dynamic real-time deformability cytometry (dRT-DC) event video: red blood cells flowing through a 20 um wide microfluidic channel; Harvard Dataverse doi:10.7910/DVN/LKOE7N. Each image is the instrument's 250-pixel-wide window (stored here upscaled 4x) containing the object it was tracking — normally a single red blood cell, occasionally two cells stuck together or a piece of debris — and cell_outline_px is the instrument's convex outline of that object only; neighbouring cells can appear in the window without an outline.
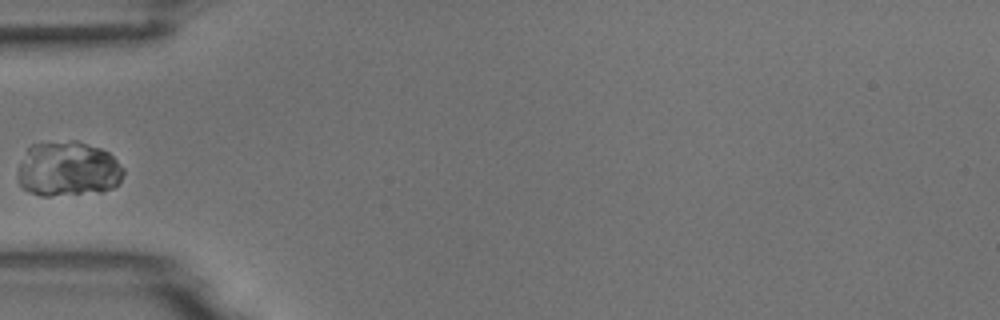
{"species": "common noctule bat (a hibernating species)", "species_latin": "Nyctalus noctula", "temperature_condition": "room temperature", "stored_images_in_passage": 4, "camera_frame_rate_fps": 3000, "um_per_image_px": 0.085, "animal": {"sex": "male", "body_mass_g": 18.8}, "frame": {"image": 1, "passage_image": 4, "time_ms": 3.333, "image_size_px": [1000, 320], "cell_outline_px": [[124, 172], [120, 180], [112, 188], [100, 192], [48, 196], [44, 196], [28, 192], [20, 184], [20, 164], [28, 148], [32, 144], [72, 140], [76, 140], [100, 148], [108, 152], [124, 168]], "centroid_in_image_um": [5.81, 14.36], "position_along_channel_um": 79.2, "area_um2": 33.58}}